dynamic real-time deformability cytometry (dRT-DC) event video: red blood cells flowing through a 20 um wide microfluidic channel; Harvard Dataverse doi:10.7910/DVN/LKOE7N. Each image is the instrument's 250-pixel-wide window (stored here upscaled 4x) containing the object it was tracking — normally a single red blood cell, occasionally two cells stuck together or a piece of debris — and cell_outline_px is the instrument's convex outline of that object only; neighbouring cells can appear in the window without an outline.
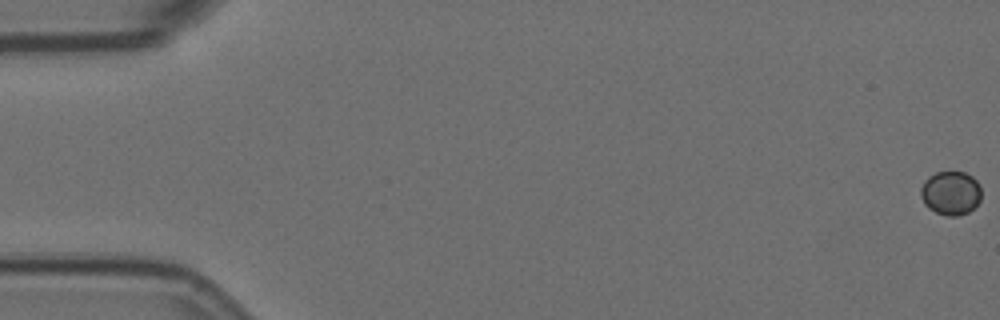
{"species": "Egyptian fruit bat (a non-hibernating species)", "species_latin": "Rousettus aegyptiacus", "temperature_condition": "room temperature", "stored_images_in_passage": 5, "camera_frame_rate_fps": 3000, "um_per_image_px": 0.085, "animal": {"sex": "female"}, "frame": {"image": 1, "passage_image": 1, "time_ms": 0.0, "image_size_px": [1000, 320], "cell_outline_px": [[980, 200], [968, 212], [956, 216], [948, 216], [936, 212], [928, 208], [924, 204], [920, 196], [920, 188], [924, 180], [928, 176], [936, 172], [964, 172], [972, 176], [980, 184]], "centroid_in_image_um": [80.78, 16.39], "position_along_channel_um": 4.2, "area_um2": 15.55}}
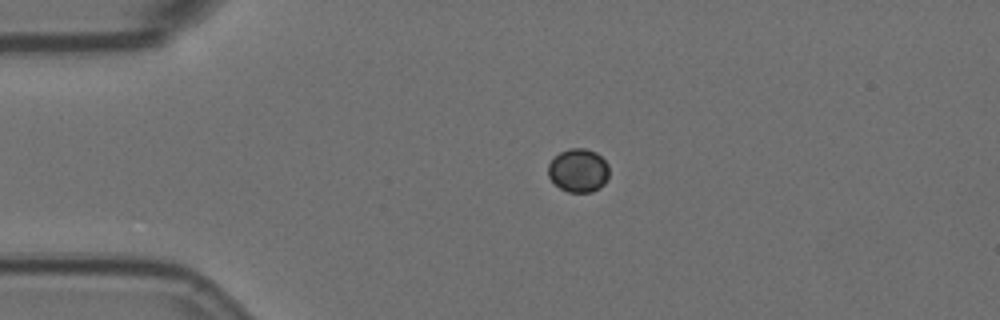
{"frame": {"image": 2, "passage_image": 4, "time_ms": 1.0, "image_size_px": [1000, 320], "cell_outline_px": [[608, 176], [604, 184], [600, 188], [592, 192], [568, 192], [560, 188], [548, 176], [548, 164], [560, 152], [568, 148], [584, 148], [596, 152], [608, 164]], "centroid_in_image_um": [49.17, 14.49], "position_along_channel_um": 35.8, "area_um2": 15.43}}